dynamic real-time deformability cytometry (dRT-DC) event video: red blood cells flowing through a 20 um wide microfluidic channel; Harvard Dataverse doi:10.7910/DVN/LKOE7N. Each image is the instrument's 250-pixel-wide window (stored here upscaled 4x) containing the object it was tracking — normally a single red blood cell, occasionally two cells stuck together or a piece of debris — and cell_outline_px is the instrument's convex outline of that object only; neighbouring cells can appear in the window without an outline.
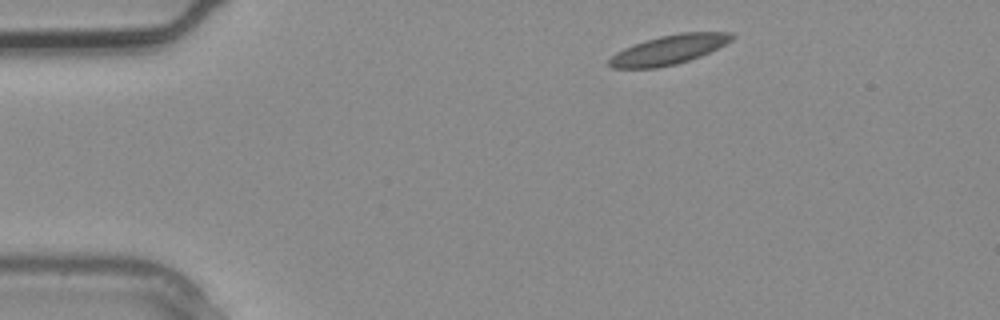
{"species": "common noctule bat (a hibernating species)", "species_latin": "Nyctalus noctula", "temperature_condition": "warm", "stored_images_in_passage": 3, "camera_frame_rate_fps": 3000, "um_per_image_px": 0.085, "animal": {"sex": "male", "body_mass_g": 20.4}, "frame": {"image": 1, "passage_image": 1, "time_ms": 0.0, "image_size_px": [1000, 320], "cell_outline_px": [[736, 36], [732, 40], [700, 56], [676, 64], [656, 68], [612, 68], [608, 64], [608, 60], [616, 52], [624, 48], [660, 36], [680, 32], [732, 32]], "centroid_in_image_um": [56.85, 4.22], "position_along_channel_um": 28.1, "area_um2": 20.69}}